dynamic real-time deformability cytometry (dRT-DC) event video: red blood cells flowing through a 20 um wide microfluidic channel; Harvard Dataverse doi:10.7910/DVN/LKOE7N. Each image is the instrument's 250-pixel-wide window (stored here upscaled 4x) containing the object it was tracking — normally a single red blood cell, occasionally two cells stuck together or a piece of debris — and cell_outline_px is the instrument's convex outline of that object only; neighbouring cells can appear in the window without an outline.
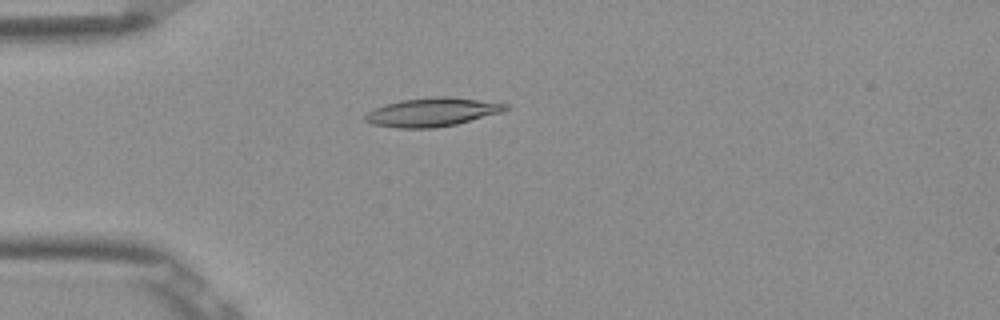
{"species": "Egyptian fruit bat (a non-hibernating species)", "species_latin": "Rousettus aegyptiacus", "temperature_condition": "room temperature", "stored_images_in_passage": 3, "camera_frame_rate_fps": 3000, "um_per_image_px": 0.085, "frame": {"image": 1, "passage_image": 1, "time_ms": 0.0, "image_size_px": [1000, 320], "cell_outline_px": [[508, 108], [504, 112], [456, 124], [432, 128], [396, 128], [372, 124], [364, 120], [364, 116], [368, 112], [384, 104], [400, 100], [440, 96], [448, 96], [508, 104]], "centroid_in_image_um": [36.73, 9.53], "position_along_channel_um": 48.3, "area_um2": 23.35}}
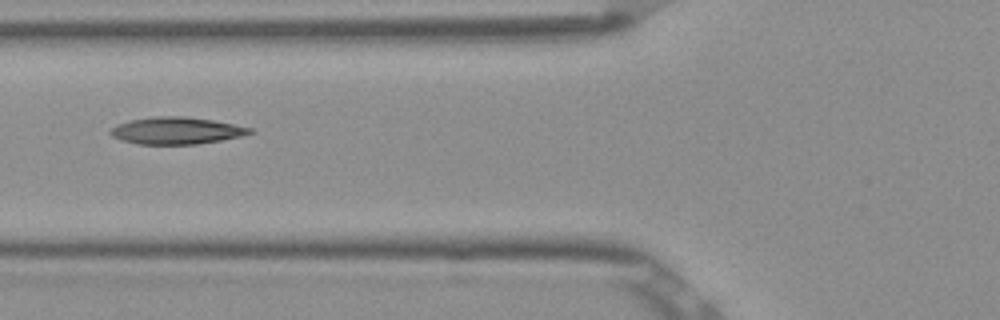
{"frame": {"image": 2, "passage_image": 3, "time_ms": 0.667, "image_size_px": [1000, 320], "cell_outline_px": [[256, 132], [240, 136], [220, 140], [196, 144], [136, 144], [120, 140], [112, 136], [108, 132], [116, 124], [132, 120], [152, 116], [184, 116], [212, 120], [252, 128]], "centroid_in_image_um": [14.96, 11.1], "position_along_channel_um": 110.8, "area_um2": 21.91}}